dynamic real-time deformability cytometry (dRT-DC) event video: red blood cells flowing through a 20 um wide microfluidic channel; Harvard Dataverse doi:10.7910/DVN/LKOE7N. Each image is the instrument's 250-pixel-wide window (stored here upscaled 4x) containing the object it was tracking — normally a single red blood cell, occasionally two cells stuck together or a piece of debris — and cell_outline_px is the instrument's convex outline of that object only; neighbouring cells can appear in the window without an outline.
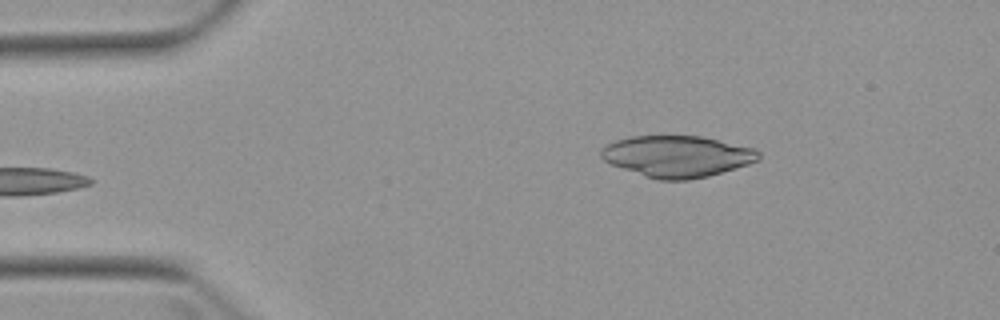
{"species": "Egyptian fruit bat (a non-hibernating species)", "species_latin": "Rousettus aegyptiacus", "temperature_condition": "warm", "stored_images_in_passage": 3, "camera_frame_rate_fps": 3000, "um_per_image_px": 0.085, "animal": {"sex": "female"}, "frame": {"image": 1, "passage_image": 3, "time_ms": 2.333, "image_size_px": [1000, 320], "cell_outline_px": [[760, 160], [748, 164], [708, 176], [688, 180], [660, 180], [644, 176], [612, 164], [604, 160], [600, 156], [600, 148], [616, 140], [632, 136], [700, 136], [756, 148], [760, 152]], "centroid_in_image_um": [57.57, 13.28], "position_along_channel_um": 27.4, "area_um2": 37.92}}